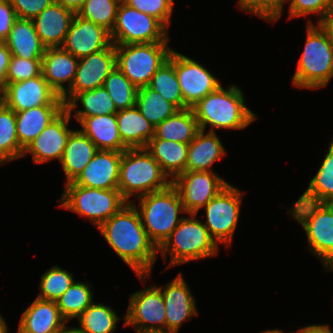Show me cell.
<instances>
[{
	"label": "cell",
	"mask_w": 333,
	"mask_h": 333,
	"mask_svg": "<svg viewBox=\"0 0 333 333\" xmlns=\"http://www.w3.org/2000/svg\"><path fill=\"white\" fill-rule=\"evenodd\" d=\"M305 39L292 84L296 88L308 90L325 88L333 78V45L330 35L321 23H313L309 18Z\"/></svg>",
	"instance_id": "cell-3"
},
{
	"label": "cell",
	"mask_w": 333,
	"mask_h": 333,
	"mask_svg": "<svg viewBox=\"0 0 333 333\" xmlns=\"http://www.w3.org/2000/svg\"><path fill=\"white\" fill-rule=\"evenodd\" d=\"M79 103L82 108L80 109ZM77 108V109H76ZM65 109L80 122L84 117L117 113L113 100L104 86L90 91L77 93L66 105ZM75 111V113H73Z\"/></svg>",
	"instance_id": "cell-31"
},
{
	"label": "cell",
	"mask_w": 333,
	"mask_h": 333,
	"mask_svg": "<svg viewBox=\"0 0 333 333\" xmlns=\"http://www.w3.org/2000/svg\"><path fill=\"white\" fill-rule=\"evenodd\" d=\"M72 117L64 109L45 129L24 149L22 157L32 155L33 163L42 164L62 159L68 138L74 129L69 128Z\"/></svg>",
	"instance_id": "cell-17"
},
{
	"label": "cell",
	"mask_w": 333,
	"mask_h": 333,
	"mask_svg": "<svg viewBox=\"0 0 333 333\" xmlns=\"http://www.w3.org/2000/svg\"><path fill=\"white\" fill-rule=\"evenodd\" d=\"M168 60L174 65L181 92L184 109L192 108L201 99L217 90L222 83L203 64L172 50Z\"/></svg>",
	"instance_id": "cell-13"
},
{
	"label": "cell",
	"mask_w": 333,
	"mask_h": 333,
	"mask_svg": "<svg viewBox=\"0 0 333 333\" xmlns=\"http://www.w3.org/2000/svg\"><path fill=\"white\" fill-rule=\"evenodd\" d=\"M78 62V58L62 47L45 49L42 57V74L49 86L59 96L62 97L71 88Z\"/></svg>",
	"instance_id": "cell-21"
},
{
	"label": "cell",
	"mask_w": 333,
	"mask_h": 333,
	"mask_svg": "<svg viewBox=\"0 0 333 333\" xmlns=\"http://www.w3.org/2000/svg\"><path fill=\"white\" fill-rule=\"evenodd\" d=\"M317 173L310 179L308 188L298 200L316 203H333V138Z\"/></svg>",
	"instance_id": "cell-33"
},
{
	"label": "cell",
	"mask_w": 333,
	"mask_h": 333,
	"mask_svg": "<svg viewBox=\"0 0 333 333\" xmlns=\"http://www.w3.org/2000/svg\"><path fill=\"white\" fill-rule=\"evenodd\" d=\"M148 87L158 92L178 109H184V99L178 77L174 65L169 60L165 61L152 76Z\"/></svg>",
	"instance_id": "cell-38"
},
{
	"label": "cell",
	"mask_w": 333,
	"mask_h": 333,
	"mask_svg": "<svg viewBox=\"0 0 333 333\" xmlns=\"http://www.w3.org/2000/svg\"><path fill=\"white\" fill-rule=\"evenodd\" d=\"M9 328L4 320L3 316L0 314V333H8Z\"/></svg>",
	"instance_id": "cell-53"
},
{
	"label": "cell",
	"mask_w": 333,
	"mask_h": 333,
	"mask_svg": "<svg viewBox=\"0 0 333 333\" xmlns=\"http://www.w3.org/2000/svg\"><path fill=\"white\" fill-rule=\"evenodd\" d=\"M187 215L158 248L164 262L170 255L166 269L219 254L220 246L211 238L203 221L196 218L197 214Z\"/></svg>",
	"instance_id": "cell-4"
},
{
	"label": "cell",
	"mask_w": 333,
	"mask_h": 333,
	"mask_svg": "<svg viewBox=\"0 0 333 333\" xmlns=\"http://www.w3.org/2000/svg\"><path fill=\"white\" fill-rule=\"evenodd\" d=\"M75 281L72 272L59 267L51 266L42 274L39 288L41 293L37 296L43 300L56 301Z\"/></svg>",
	"instance_id": "cell-41"
},
{
	"label": "cell",
	"mask_w": 333,
	"mask_h": 333,
	"mask_svg": "<svg viewBox=\"0 0 333 333\" xmlns=\"http://www.w3.org/2000/svg\"><path fill=\"white\" fill-rule=\"evenodd\" d=\"M169 42L115 45L116 66L137 88L150 84L152 76L173 50Z\"/></svg>",
	"instance_id": "cell-9"
},
{
	"label": "cell",
	"mask_w": 333,
	"mask_h": 333,
	"mask_svg": "<svg viewBox=\"0 0 333 333\" xmlns=\"http://www.w3.org/2000/svg\"><path fill=\"white\" fill-rule=\"evenodd\" d=\"M79 125L98 150L123 152L128 149L120 137L116 113L84 117Z\"/></svg>",
	"instance_id": "cell-25"
},
{
	"label": "cell",
	"mask_w": 333,
	"mask_h": 333,
	"mask_svg": "<svg viewBox=\"0 0 333 333\" xmlns=\"http://www.w3.org/2000/svg\"><path fill=\"white\" fill-rule=\"evenodd\" d=\"M288 214L304 229L308 251L321 260L325 272H333V203L296 200Z\"/></svg>",
	"instance_id": "cell-7"
},
{
	"label": "cell",
	"mask_w": 333,
	"mask_h": 333,
	"mask_svg": "<svg viewBox=\"0 0 333 333\" xmlns=\"http://www.w3.org/2000/svg\"><path fill=\"white\" fill-rule=\"evenodd\" d=\"M118 130L127 148H145L154 137L155 127L136 106L118 110L116 113Z\"/></svg>",
	"instance_id": "cell-29"
},
{
	"label": "cell",
	"mask_w": 333,
	"mask_h": 333,
	"mask_svg": "<svg viewBox=\"0 0 333 333\" xmlns=\"http://www.w3.org/2000/svg\"><path fill=\"white\" fill-rule=\"evenodd\" d=\"M54 2L61 4L76 14L83 6L85 0H54Z\"/></svg>",
	"instance_id": "cell-50"
},
{
	"label": "cell",
	"mask_w": 333,
	"mask_h": 333,
	"mask_svg": "<svg viewBox=\"0 0 333 333\" xmlns=\"http://www.w3.org/2000/svg\"><path fill=\"white\" fill-rule=\"evenodd\" d=\"M302 333H333L328 324H311L302 328Z\"/></svg>",
	"instance_id": "cell-49"
},
{
	"label": "cell",
	"mask_w": 333,
	"mask_h": 333,
	"mask_svg": "<svg viewBox=\"0 0 333 333\" xmlns=\"http://www.w3.org/2000/svg\"><path fill=\"white\" fill-rule=\"evenodd\" d=\"M120 2L121 0H85L83 6L76 14L111 33L115 25Z\"/></svg>",
	"instance_id": "cell-40"
},
{
	"label": "cell",
	"mask_w": 333,
	"mask_h": 333,
	"mask_svg": "<svg viewBox=\"0 0 333 333\" xmlns=\"http://www.w3.org/2000/svg\"><path fill=\"white\" fill-rule=\"evenodd\" d=\"M3 104L14 112L42 105H64L59 96L44 79L43 74L3 86Z\"/></svg>",
	"instance_id": "cell-16"
},
{
	"label": "cell",
	"mask_w": 333,
	"mask_h": 333,
	"mask_svg": "<svg viewBox=\"0 0 333 333\" xmlns=\"http://www.w3.org/2000/svg\"><path fill=\"white\" fill-rule=\"evenodd\" d=\"M57 333H82L77 327H70L67 324Z\"/></svg>",
	"instance_id": "cell-52"
},
{
	"label": "cell",
	"mask_w": 333,
	"mask_h": 333,
	"mask_svg": "<svg viewBox=\"0 0 333 333\" xmlns=\"http://www.w3.org/2000/svg\"><path fill=\"white\" fill-rule=\"evenodd\" d=\"M59 207L87 218L98 229L126 203L119 189H97L64 184Z\"/></svg>",
	"instance_id": "cell-8"
},
{
	"label": "cell",
	"mask_w": 333,
	"mask_h": 333,
	"mask_svg": "<svg viewBox=\"0 0 333 333\" xmlns=\"http://www.w3.org/2000/svg\"><path fill=\"white\" fill-rule=\"evenodd\" d=\"M17 18L33 20L54 0H9Z\"/></svg>",
	"instance_id": "cell-46"
},
{
	"label": "cell",
	"mask_w": 333,
	"mask_h": 333,
	"mask_svg": "<svg viewBox=\"0 0 333 333\" xmlns=\"http://www.w3.org/2000/svg\"><path fill=\"white\" fill-rule=\"evenodd\" d=\"M12 54L4 41H0V85L4 86Z\"/></svg>",
	"instance_id": "cell-48"
},
{
	"label": "cell",
	"mask_w": 333,
	"mask_h": 333,
	"mask_svg": "<svg viewBox=\"0 0 333 333\" xmlns=\"http://www.w3.org/2000/svg\"><path fill=\"white\" fill-rule=\"evenodd\" d=\"M128 6L158 19L167 29L171 24L174 0H123Z\"/></svg>",
	"instance_id": "cell-44"
},
{
	"label": "cell",
	"mask_w": 333,
	"mask_h": 333,
	"mask_svg": "<svg viewBox=\"0 0 333 333\" xmlns=\"http://www.w3.org/2000/svg\"><path fill=\"white\" fill-rule=\"evenodd\" d=\"M17 19L16 12L9 0H0V41H4Z\"/></svg>",
	"instance_id": "cell-47"
},
{
	"label": "cell",
	"mask_w": 333,
	"mask_h": 333,
	"mask_svg": "<svg viewBox=\"0 0 333 333\" xmlns=\"http://www.w3.org/2000/svg\"><path fill=\"white\" fill-rule=\"evenodd\" d=\"M172 184L187 214H197L229 183L216 172L185 171Z\"/></svg>",
	"instance_id": "cell-14"
},
{
	"label": "cell",
	"mask_w": 333,
	"mask_h": 333,
	"mask_svg": "<svg viewBox=\"0 0 333 333\" xmlns=\"http://www.w3.org/2000/svg\"><path fill=\"white\" fill-rule=\"evenodd\" d=\"M282 333H285V332L282 330ZM291 333H302V328L298 329V331H296V332H291Z\"/></svg>",
	"instance_id": "cell-57"
},
{
	"label": "cell",
	"mask_w": 333,
	"mask_h": 333,
	"mask_svg": "<svg viewBox=\"0 0 333 333\" xmlns=\"http://www.w3.org/2000/svg\"><path fill=\"white\" fill-rule=\"evenodd\" d=\"M124 326L133 327L136 333L166 330L165 303L161 290L151 284L130 294Z\"/></svg>",
	"instance_id": "cell-12"
},
{
	"label": "cell",
	"mask_w": 333,
	"mask_h": 333,
	"mask_svg": "<svg viewBox=\"0 0 333 333\" xmlns=\"http://www.w3.org/2000/svg\"><path fill=\"white\" fill-rule=\"evenodd\" d=\"M97 151L96 145L80 129H74L60 161L66 180L64 184L73 182Z\"/></svg>",
	"instance_id": "cell-26"
},
{
	"label": "cell",
	"mask_w": 333,
	"mask_h": 333,
	"mask_svg": "<svg viewBox=\"0 0 333 333\" xmlns=\"http://www.w3.org/2000/svg\"><path fill=\"white\" fill-rule=\"evenodd\" d=\"M288 19L317 15V23L326 21L333 15V0H287Z\"/></svg>",
	"instance_id": "cell-42"
},
{
	"label": "cell",
	"mask_w": 333,
	"mask_h": 333,
	"mask_svg": "<svg viewBox=\"0 0 333 333\" xmlns=\"http://www.w3.org/2000/svg\"><path fill=\"white\" fill-rule=\"evenodd\" d=\"M145 149L173 181L186 171L188 144L163 139H151Z\"/></svg>",
	"instance_id": "cell-30"
},
{
	"label": "cell",
	"mask_w": 333,
	"mask_h": 333,
	"mask_svg": "<svg viewBox=\"0 0 333 333\" xmlns=\"http://www.w3.org/2000/svg\"><path fill=\"white\" fill-rule=\"evenodd\" d=\"M137 209L141 223L149 240L158 249L179 225L185 211L180 194L173 184L167 188L155 191L137 198ZM138 206V207H137Z\"/></svg>",
	"instance_id": "cell-5"
},
{
	"label": "cell",
	"mask_w": 333,
	"mask_h": 333,
	"mask_svg": "<svg viewBox=\"0 0 333 333\" xmlns=\"http://www.w3.org/2000/svg\"><path fill=\"white\" fill-rule=\"evenodd\" d=\"M244 92L236 84L221 85L192 107L199 129L216 132L217 129L242 130L257 120L245 102Z\"/></svg>",
	"instance_id": "cell-2"
},
{
	"label": "cell",
	"mask_w": 333,
	"mask_h": 333,
	"mask_svg": "<svg viewBox=\"0 0 333 333\" xmlns=\"http://www.w3.org/2000/svg\"><path fill=\"white\" fill-rule=\"evenodd\" d=\"M244 193L229 183L203 208L206 213L204 226L218 246L223 244L228 248L232 244Z\"/></svg>",
	"instance_id": "cell-10"
},
{
	"label": "cell",
	"mask_w": 333,
	"mask_h": 333,
	"mask_svg": "<svg viewBox=\"0 0 333 333\" xmlns=\"http://www.w3.org/2000/svg\"><path fill=\"white\" fill-rule=\"evenodd\" d=\"M135 106L154 127L179 110L148 86L138 89Z\"/></svg>",
	"instance_id": "cell-36"
},
{
	"label": "cell",
	"mask_w": 333,
	"mask_h": 333,
	"mask_svg": "<svg viewBox=\"0 0 333 333\" xmlns=\"http://www.w3.org/2000/svg\"><path fill=\"white\" fill-rule=\"evenodd\" d=\"M91 289L92 284L89 282L74 281L56 300L60 314L67 322L77 319L94 302Z\"/></svg>",
	"instance_id": "cell-35"
},
{
	"label": "cell",
	"mask_w": 333,
	"mask_h": 333,
	"mask_svg": "<svg viewBox=\"0 0 333 333\" xmlns=\"http://www.w3.org/2000/svg\"><path fill=\"white\" fill-rule=\"evenodd\" d=\"M3 104V86L0 85V106Z\"/></svg>",
	"instance_id": "cell-55"
},
{
	"label": "cell",
	"mask_w": 333,
	"mask_h": 333,
	"mask_svg": "<svg viewBox=\"0 0 333 333\" xmlns=\"http://www.w3.org/2000/svg\"><path fill=\"white\" fill-rule=\"evenodd\" d=\"M66 324L56 301L36 297L22 312L17 333H57Z\"/></svg>",
	"instance_id": "cell-22"
},
{
	"label": "cell",
	"mask_w": 333,
	"mask_h": 333,
	"mask_svg": "<svg viewBox=\"0 0 333 333\" xmlns=\"http://www.w3.org/2000/svg\"><path fill=\"white\" fill-rule=\"evenodd\" d=\"M168 29L155 17L120 2L110 33L114 45L170 42Z\"/></svg>",
	"instance_id": "cell-11"
},
{
	"label": "cell",
	"mask_w": 333,
	"mask_h": 333,
	"mask_svg": "<svg viewBox=\"0 0 333 333\" xmlns=\"http://www.w3.org/2000/svg\"><path fill=\"white\" fill-rule=\"evenodd\" d=\"M23 152L16 132L15 112L2 104L0 106V165L22 158Z\"/></svg>",
	"instance_id": "cell-37"
},
{
	"label": "cell",
	"mask_w": 333,
	"mask_h": 333,
	"mask_svg": "<svg viewBox=\"0 0 333 333\" xmlns=\"http://www.w3.org/2000/svg\"><path fill=\"white\" fill-rule=\"evenodd\" d=\"M4 42L12 56L28 60H42L46 49L30 19L17 18Z\"/></svg>",
	"instance_id": "cell-28"
},
{
	"label": "cell",
	"mask_w": 333,
	"mask_h": 333,
	"mask_svg": "<svg viewBox=\"0 0 333 333\" xmlns=\"http://www.w3.org/2000/svg\"><path fill=\"white\" fill-rule=\"evenodd\" d=\"M260 333H282V330L280 329H270V330H264L261 331Z\"/></svg>",
	"instance_id": "cell-54"
},
{
	"label": "cell",
	"mask_w": 333,
	"mask_h": 333,
	"mask_svg": "<svg viewBox=\"0 0 333 333\" xmlns=\"http://www.w3.org/2000/svg\"><path fill=\"white\" fill-rule=\"evenodd\" d=\"M117 110L135 106L138 89L116 66L106 77L103 85Z\"/></svg>",
	"instance_id": "cell-39"
},
{
	"label": "cell",
	"mask_w": 333,
	"mask_h": 333,
	"mask_svg": "<svg viewBox=\"0 0 333 333\" xmlns=\"http://www.w3.org/2000/svg\"><path fill=\"white\" fill-rule=\"evenodd\" d=\"M75 13L53 2L32 21L41 43L46 47H61Z\"/></svg>",
	"instance_id": "cell-23"
},
{
	"label": "cell",
	"mask_w": 333,
	"mask_h": 333,
	"mask_svg": "<svg viewBox=\"0 0 333 333\" xmlns=\"http://www.w3.org/2000/svg\"><path fill=\"white\" fill-rule=\"evenodd\" d=\"M180 272L164 286H158L165 303L166 330L179 332L186 320L198 316L194 295Z\"/></svg>",
	"instance_id": "cell-18"
},
{
	"label": "cell",
	"mask_w": 333,
	"mask_h": 333,
	"mask_svg": "<svg viewBox=\"0 0 333 333\" xmlns=\"http://www.w3.org/2000/svg\"><path fill=\"white\" fill-rule=\"evenodd\" d=\"M216 132L199 130L188 144L186 171L215 172L212 166L223 159L227 151ZM226 154V155H225Z\"/></svg>",
	"instance_id": "cell-24"
},
{
	"label": "cell",
	"mask_w": 333,
	"mask_h": 333,
	"mask_svg": "<svg viewBox=\"0 0 333 333\" xmlns=\"http://www.w3.org/2000/svg\"><path fill=\"white\" fill-rule=\"evenodd\" d=\"M192 108L179 109L155 127L152 139H163L189 144L199 131Z\"/></svg>",
	"instance_id": "cell-32"
},
{
	"label": "cell",
	"mask_w": 333,
	"mask_h": 333,
	"mask_svg": "<svg viewBox=\"0 0 333 333\" xmlns=\"http://www.w3.org/2000/svg\"><path fill=\"white\" fill-rule=\"evenodd\" d=\"M65 105H42L15 112L16 132L24 150L63 110Z\"/></svg>",
	"instance_id": "cell-27"
},
{
	"label": "cell",
	"mask_w": 333,
	"mask_h": 333,
	"mask_svg": "<svg viewBox=\"0 0 333 333\" xmlns=\"http://www.w3.org/2000/svg\"><path fill=\"white\" fill-rule=\"evenodd\" d=\"M116 67L115 45L79 58L71 88L61 97L66 105L77 93L104 85L106 77Z\"/></svg>",
	"instance_id": "cell-15"
},
{
	"label": "cell",
	"mask_w": 333,
	"mask_h": 333,
	"mask_svg": "<svg viewBox=\"0 0 333 333\" xmlns=\"http://www.w3.org/2000/svg\"><path fill=\"white\" fill-rule=\"evenodd\" d=\"M112 44L108 30L75 14L61 47L79 59Z\"/></svg>",
	"instance_id": "cell-19"
},
{
	"label": "cell",
	"mask_w": 333,
	"mask_h": 333,
	"mask_svg": "<svg viewBox=\"0 0 333 333\" xmlns=\"http://www.w3.org/2000/svg\"><path fill=\"white\" fill-rule=\"evenodd\" d=\"M42 74V60H28L12 56L5 84L36 78Z\"/></svg>",
	"instance_id": "cell-45"
},
{
	"label": "cell",
	"mask_w": 333,
	"mask_h": 333,
	"mask_svg": "<svg viewBox=\"0 0 333 333\" xmlns=\"http://www.w3.org/2000/svg\"><path fill=\"white\" fill-rule=\"evenodd\" d=\"M148 333H177V332L164 330V331H153V332H148Z\"/></svg>",
	"instance_id": "cell-56"
},
{
	"label": "cell",
	"mask_w": 333,
	"mask_h": 333,
	"mask_svg": "<svg viewBox=\"0 0 333 333\" xmlns=\"http://www.w3.org/2000/svg\"><path fill=\"white\" fill-rule=\"evenodd\" d=\"M321 24L327 29L333 45V15Z\"/></svg>",
	"instance_id": "cell-51"
},
{
	"label": "cell",
	"mask_w": 333,
	"mask_h": 333,
	"mask_svg": "<svg viewBox=\"0 0 333 333\" xmlns=\"http://www.w3.org/2000/svg\"><path fill=\"white\" fill-rule=\"evenodd\" d=\"M126 203L105 221L98 230L108 245L128 265L142 284H146L157 260L158 249L149 240L133 205Z\"/></svg>",
	"instance_id": "cell-1"
},
{
	"label": "cell",
	"mask_w": 333,
	"mask_h": 333,
	"mask_svg": "<svg viewBox=\"0 0 333 333\" xmlns=\"http://www.w3.org/2000/svg\"><path fill=\"white\" fill-rule=\"evenodd\" d=\"M172 181L145 148H128L120 161L118 189L127 202L167 188ZM130 198V200H129Z\"/></svg>",
	"instance_id": "cell-6"
},
{
	"label": "cell",
	"mask_w": 333,
	"mask_h": 333,
	"mask_svg": "<svg viewBox=\"0 0 333 333\" xmlns=\"http://www.w3.org/2000/svg\"><path fill=\"white\" fill-rule=\"evenodd\" d=\"M122 153L98 150L79 176L67 184L97 189H118Z\"/></svg>",
	"instance_id": "cell-20"
},
{
	"label": "cell",
	"mask_w": 333,
	"mask_h": 333,
	"mask_svg": "<svg viewBox=\"0 0 333 333\" xmlns=\"http://www.w3.org/2000/svg\"><path fill=\"white\" fill-rule=\"evenodd\" d=\"M77 320L82 333H114L120 318L111 306L93 302Z\"/></svg>",
	"instance_id": "cell-34"
},
{
	"label": "cell",
	"mask_w": 333,
	"mask_h": 333,
	"mask_svg": "<svg viewBox=\"0 0 333 333\" xmlns=\"http://www.w3.org/2000/svg\"><path fill=\"white\" fill-rule=\"evenodd\" d=\"M287 0H238V8L244 12L275 23L282 16Z\"/></svg>",
	"instance_id": "cell-43"
}]
</instances>
